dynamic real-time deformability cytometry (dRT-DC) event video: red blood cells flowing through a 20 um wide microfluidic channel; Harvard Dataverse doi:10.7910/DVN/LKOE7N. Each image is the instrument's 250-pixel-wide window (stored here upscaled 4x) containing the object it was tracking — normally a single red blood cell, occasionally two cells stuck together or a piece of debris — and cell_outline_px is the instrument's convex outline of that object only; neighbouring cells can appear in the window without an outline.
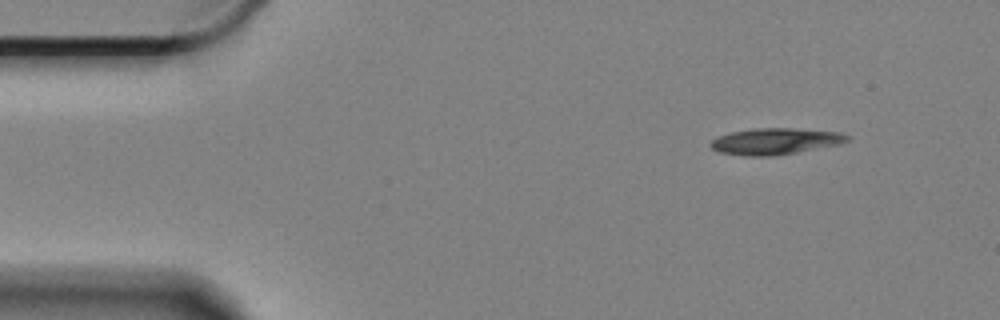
{"species": "Egyptian fruit bat (a non-hibernating species)", "species_latin": "Rousettus aegyptiacus", "temperature_condition": "cold", "stored_images_in_passage": 54, "camera_frame_rate_fps": 3000, "um_per_image_px": 0.085, "animal": {"sex": "female"}, "frame": {"image": 1, "passage_image": 1, "time_ms": 0.0, "image_size_px": [1000, 320], "cell_outline_px": [[852, 140], [840, 144], [776, 156], [744, 156], [716, 152], [708, 144], [712, 140], [720, 136], [732, 132], [756, 128], [792, 128], [840, 132], [852, 136]], "centroid_in_image_um": [65.93, 12.02], "position_along_channel_um": 19.1, "area_um2": 21.21}}
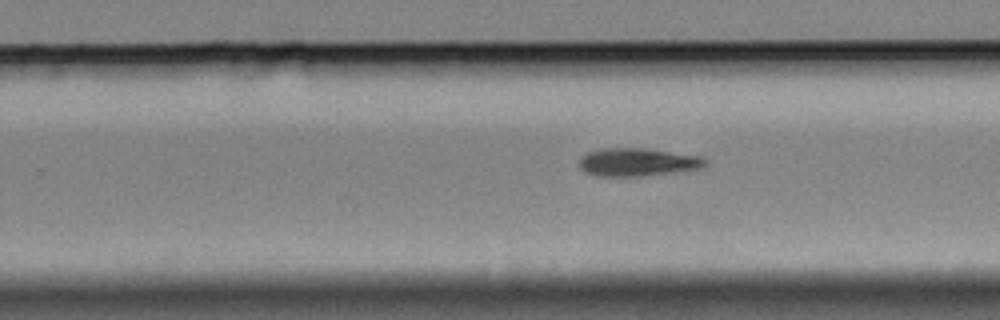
{"frame": {"image": 2, "passage_image": 31, "time_ms": 10.0, "image_size_px": [1000, 320], "cell_outline_px": [[708, 164], [704, 168], [640, 176], [596, 176], [580, 168], [580, 156], [584, 152], [600, 148], [648, 148], [700, 156], [708, 160]], "centroid_in_image_um": [54.2, 13.76], "position_along_channel_um": 275.6, "area_um2": 20.81}}
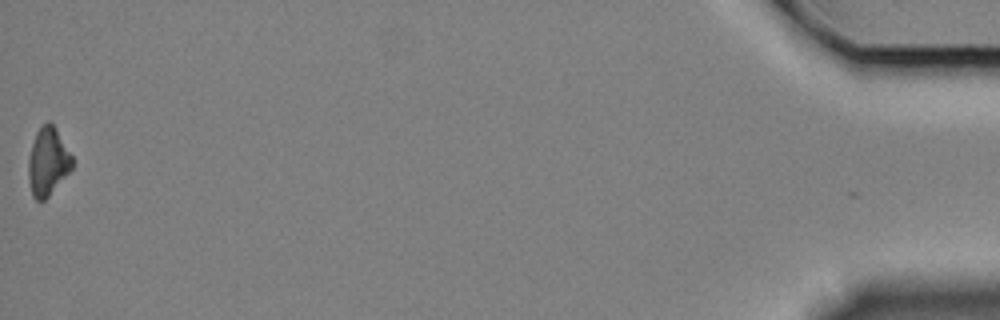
{"frame": {"image": 3, "passage_image": 54, "time_ms": 17.667, "image_size_px": [1000, 320], "cell_outline_px": [[72, 168], [48, 196], [44, 200], [36, 200], [32, 196], [28, 176], [28, 160], [32, 144], [36, 132], [48, 120], [56, 128], [72, 156]], "centroid_in_image_um": [4.05, 13.73], "position_along_channel_um": 431.1, "area_um2": 17.05}, "authors_computed_cell_mechanics": {"area_um2": 19.9988, "velocity_mm_per_s": 3.3192, "shape_relaxation_time_tau1_ms": 2.5793, "shape_relaxation_time_tau2_ms": null, "deformation_change_tau1": 0.1381, "deformation_change_tau2": null}}